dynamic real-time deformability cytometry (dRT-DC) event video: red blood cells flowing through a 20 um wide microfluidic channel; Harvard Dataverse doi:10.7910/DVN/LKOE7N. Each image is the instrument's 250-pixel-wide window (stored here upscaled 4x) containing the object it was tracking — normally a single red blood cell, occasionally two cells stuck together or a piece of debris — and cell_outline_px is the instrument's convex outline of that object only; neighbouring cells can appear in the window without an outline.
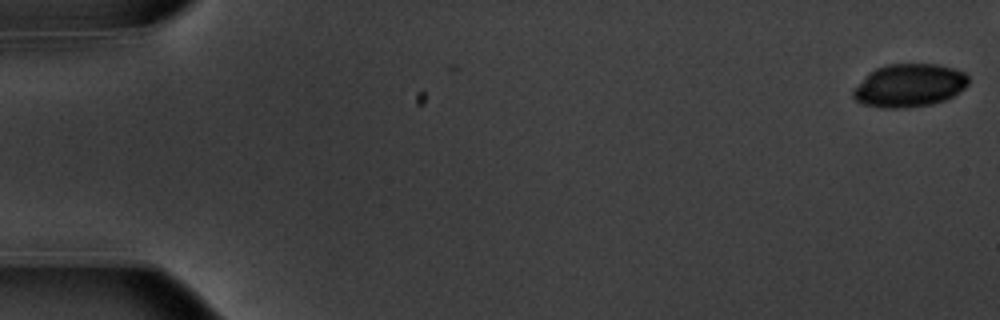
{"species": "common noctule bat (a hibernating species)", "species_latin": "Nyctalus noctula", "temperature_condition": "warm", "stored_images_in_passage": 6, "camera_frame_rate_fps": 3000, "um_per_image_px": 0.085, "animal": {"sex": "male", "body_mass_g": 20.1, "forearm_length_mm": 53.5}, "frame": {"image": 1, "passage_image": 6, "time_ms": 1.667, "image_size_px": [1000, 320], "cell_outline_px": [[968, 84], [964, 88], [952, 96], [944, 100], [932, 104], [904, 108], [884, 108], [864, 104], [856, 100], [852, 96], [852, 92], [868, 72], [876, 68], [888, 64], [936, 64], [952, 68], [964, 72], [968, 76]], "centroid_in_image_um": [77.28, 7.26], "position_along_channel_um": 7.7, "area_um2": 28.78}}